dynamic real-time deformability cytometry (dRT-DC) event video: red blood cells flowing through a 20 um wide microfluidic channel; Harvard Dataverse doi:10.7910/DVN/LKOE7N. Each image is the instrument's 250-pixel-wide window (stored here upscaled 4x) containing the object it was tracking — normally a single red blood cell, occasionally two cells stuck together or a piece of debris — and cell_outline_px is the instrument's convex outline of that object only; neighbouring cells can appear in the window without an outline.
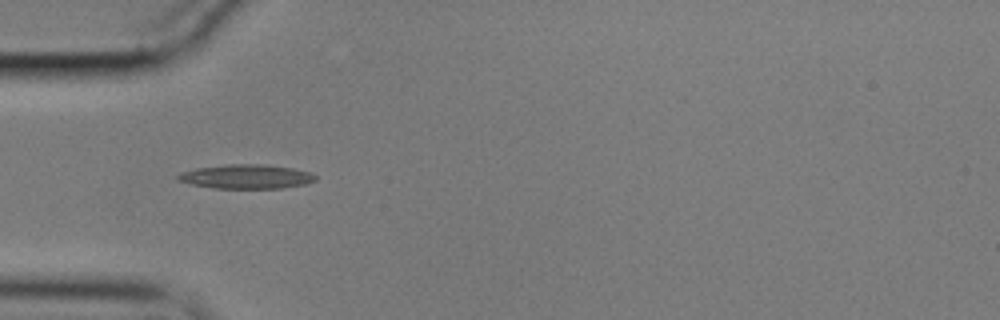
{"species": "common noctule bat (a hibernating species)", "species_latin": "Nyctalus noctula", "temperature_condition": "cold", "stored_images_in_passage": 39, "camera_frame_rate_fps": 3000, "um_per_image_px": 0.085, "animal": {"sex": "male", "body_mass_g": 17.9}, "frame": {"image": 1, "passage_image": 1, "time_ms": 0.0, "image_size_px": [1000, 320], "cell_outline_px": [[316, 180], [304, 184], [280, 188], [216, 188], [192, 184], [176, 180], [176, 176], [184, 172], [196, 168], [228, 164], [260, 164], [292, 168], [308, 172], [316, 176]], "centroid_in_image_um": [20.92, 15.01], "position_along_channel_um": 64.1, "area_um2": 19.07}}
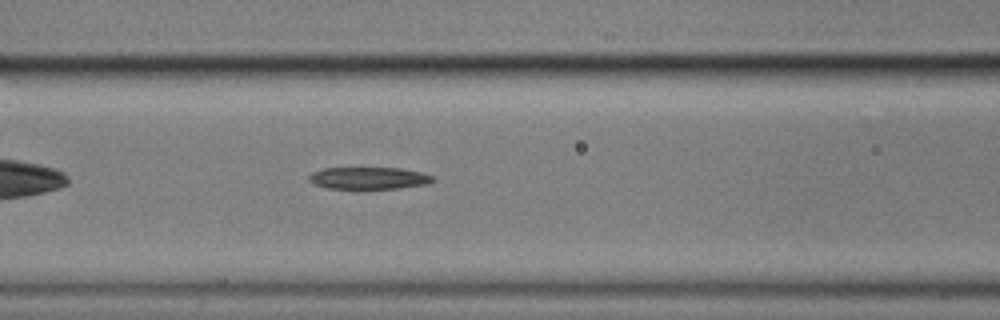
{"frame": {"image": 2, "passage_image": 7, "time_ms": 2.0, "image_size_px": [1000, 320], "cell_outline_px": [[436, 180], [428, 184], [396, 188], [328, 188], [316, 184], [308, 180], [308, 176], [312, 172], [324, 168], [400, 168], [420, 172], [432, 176]], "centroid_in_image_um": [31.35, 15.13], "position_along_channel_um": 135.2, "area_um2": 15.72}}
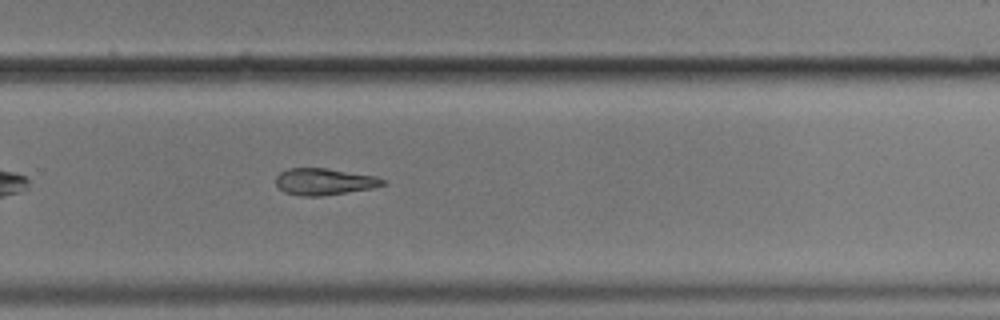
{"frame": {"image": 3, "passage_image": 21, "time_ms": 6.667, "image_size_px": [1000, 320], "cell_outline_px": [[388, 184], [372, 188], [320, 196], [300, 196], [284, 192], [276, 184], [276, 176], [280, 172], [288, 168], [324, 168], [376, 176], [384, 180]], "centroid_in_image_um": [27.55, 15.44], "position_along_channel_um": 302.3, "area_um2": 16.53}}